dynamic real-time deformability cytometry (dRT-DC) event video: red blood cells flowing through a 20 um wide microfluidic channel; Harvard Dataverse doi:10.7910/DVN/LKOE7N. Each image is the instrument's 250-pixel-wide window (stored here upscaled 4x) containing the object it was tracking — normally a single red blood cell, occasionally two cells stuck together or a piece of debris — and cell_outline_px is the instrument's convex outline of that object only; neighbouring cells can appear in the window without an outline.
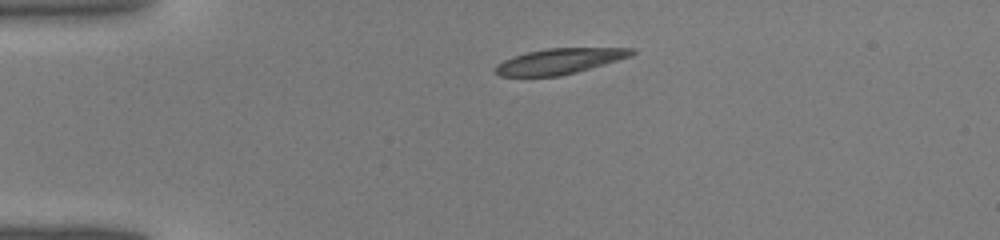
{"species": "common noctule bat (a hibernating species)", "species_latin": "Nyctalus noctula", "temperature_condition": "warm", "stored_images_in_passage": 34, "camera_frame_rate_fps": 3000, "um_per_image_px": 0.085, "animal": {"sex": "male", "body_mass_g": 19.0, "forearm_length_mm": 50.8}, "frame": {"image": 1, "passage_image": 1, "time_ms": 0.0, "image_size_px": [1000, 240], "cell_outline_px": [[636, 52], [632, 56], [576, 72], [560, 76], [500, 76], [496, 72], [496, 64], [512, 56], [528, 52], [548, 48], [636, 48]], "centroid_in_image_um": [47.58, 5.19], "position_along_channel_um": 37.4, "area_um2": 20.17}}
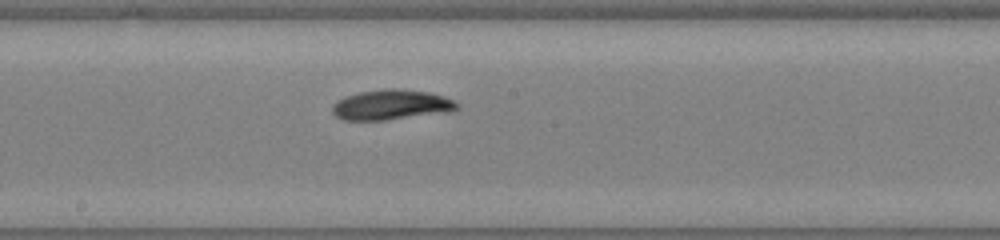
{"frame": {"image": 2, "passage_image": 15, "time_ms": 4.667, "image_size_px": [1000, 240], "cell_outline_px": [[460, 108], [452, 112], [384, 120], [344, 120], [336, 116], [332, 112], [332, 104], [336, 100], [344, 96], [360, 92], [388, 88], [396, 88], [428, 92], [444, 96], [460, 104]], "centroid_in_image_um": [33.27, 8.91], "position_along_channel_um": 214.9, "area_um2": 22.14}}
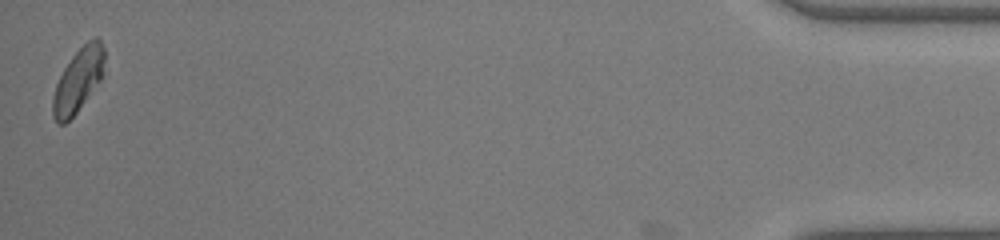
{"frame": {"image": 3, "passage_image": 34, "time_ms": 11.0, "image_size_px": [1000, 240], "cell_outline_px": [[104, 76], [76, 112], [64, 124], [60, 124], [52, 116], [52, 96], [56, 84], [64, 68], [72, 56], [88, 40], [96, 36], [100, 40], [104, 48]], "centroid_in_image_um": [6.65, 6.8], "position_along_channel_um": 428.5, "area_um2": 19.07}}